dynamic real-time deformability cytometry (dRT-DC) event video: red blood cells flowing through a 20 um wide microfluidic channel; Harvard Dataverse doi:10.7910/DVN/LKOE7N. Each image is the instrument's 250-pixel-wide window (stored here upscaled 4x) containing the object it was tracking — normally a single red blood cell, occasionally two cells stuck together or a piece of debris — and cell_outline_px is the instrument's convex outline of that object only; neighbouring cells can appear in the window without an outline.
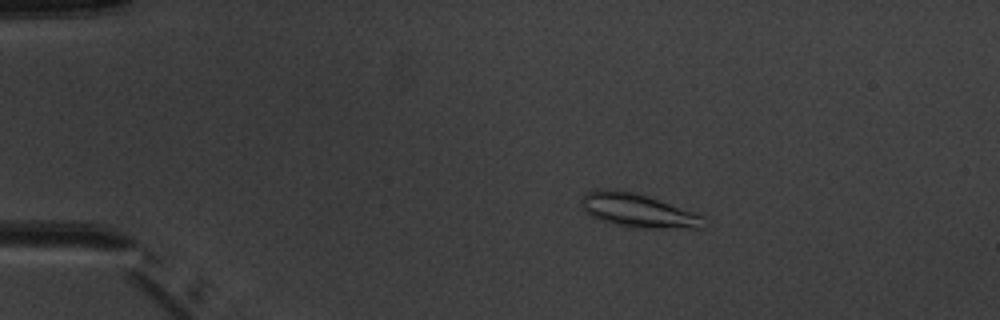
{"species": "common noctule bat (a hibernating species)", "species_latin": "Nyctalus noctula", "temperature_condition": "warm", "stored_images_in_passage": 5, "camera_frame_rate_fps": 3000, "um_per_image_px": 0.085, "animal": {"sex": "male", "body_mass_g": 20.1, "forearm_length_mm": 53.5}, "frame": {"image": 1, "passage_image": 4, "time_ms": 3.333, "image_size_px": [1000, 320], "cell_outline_px": [[704, 228], [636, 228], [600, 220], [592, 216], [580, 208], [584, 196], [588, 192], [596, 188], [612, 188], [632, 192], [704, 216]], "centroid_in_image_um": [54.17, 17.9], "position_along_channel_um": 30.8, "area_um2": 23.52}}